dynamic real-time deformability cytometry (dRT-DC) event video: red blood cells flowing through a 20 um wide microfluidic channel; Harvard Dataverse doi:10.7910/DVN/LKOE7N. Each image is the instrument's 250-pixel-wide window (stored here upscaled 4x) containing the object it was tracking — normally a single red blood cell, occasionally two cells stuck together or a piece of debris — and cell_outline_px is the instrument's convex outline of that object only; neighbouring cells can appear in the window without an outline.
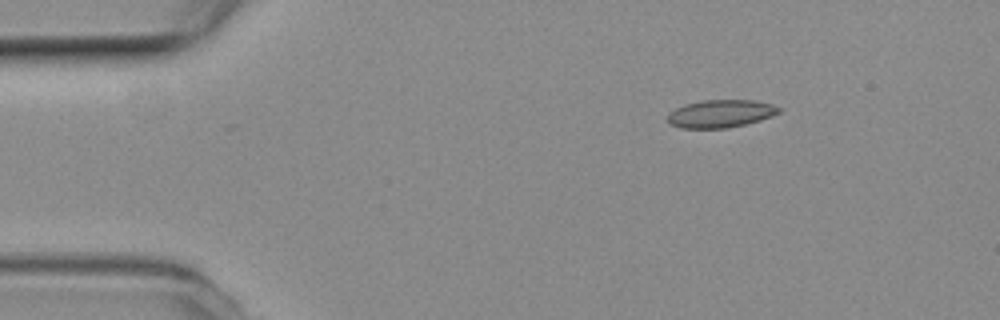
{"species": "common noctule bat (a hibernating species)", "species_latin": "Nyctalus noctula", "temperature_condition": "room temperature", "stored_images_in_passage": 3, "camera_frame_rate_fps": 3000, "um_per_image_px": 0.085, "animal": {"sex": "female", "body_mass_g": 19.3, "forearm_length_mm": 54.1}, "frame": {"image": 1, "passage_image": 1, "time_ms": 0.0, "image_size_px": [1000, 320], "cell_outline_px": [[780, 112], [772, 116], [760, 120], [728, 128], [680, 128], [668, 124], [668, 112], [684, 104], [704, 100], [752, 100], [772, 104], [780, 108]], "centroid_in_image_um": [61.22, 9.66], "position_along_channel_um": 23.8, "area_um2": 18.03}}